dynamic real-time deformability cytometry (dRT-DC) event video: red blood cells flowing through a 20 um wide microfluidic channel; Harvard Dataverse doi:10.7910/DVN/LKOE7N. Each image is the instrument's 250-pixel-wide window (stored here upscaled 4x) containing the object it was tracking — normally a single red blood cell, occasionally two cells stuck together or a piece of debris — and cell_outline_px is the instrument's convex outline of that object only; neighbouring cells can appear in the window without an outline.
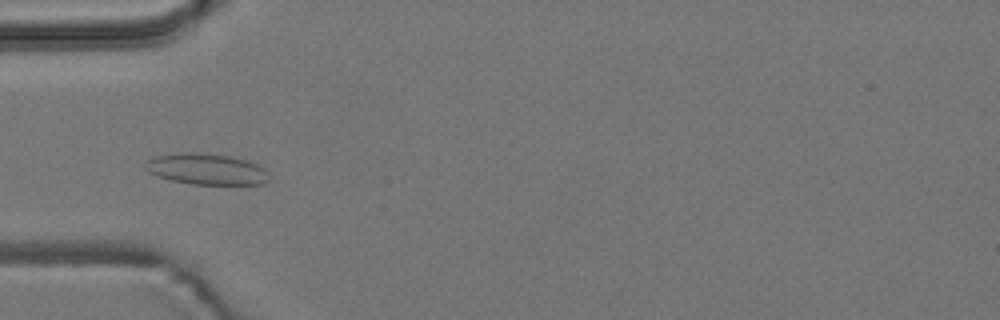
{"species": "common noctule bat (a hibernating species)", "species_latin": "Nyctalus noctula", "temperature_condition": "room temperature", "stored_images_in_passage": 8, "camera_frame_rate_fps": 3000, "um_per_image_px": 0.085, "animal": {"sex": "male", "body_mass_g": 19.2, "forearm_length_mm": 51.8}, "frame": {"image": 1, "passage_image": 3, "time_ms": 2.333, "image_size_px": [1000, 320], "cell_outline_px": [[268, 180], [264, 184], [192, 184], [172, 180], [156, 176], [148, 172], [144, 168], [144, 164], [152, 156], [180, 152], [192, 152], [228, 156], [248, 160], [264, 168], [268, 172]], "centroid_in_image_um": [17.51, 14.37], "position_along_channel_um": 67.5, "area_um2": 22.48}}
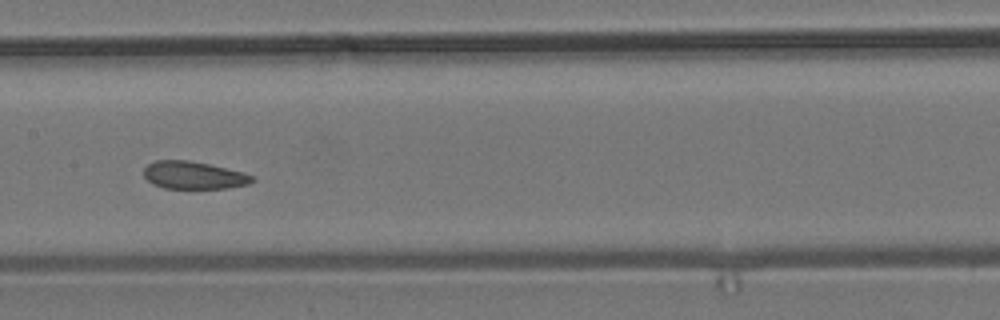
{"frame": {"image": 2, "passage_image": 6, "time_ms": 5.667, "image_size_px": [1000, 320], "cell_outline_px": [[256, 180], [248, 184], [228, 188], [164, 188], [152, 184], [144, 176], [144, 168], [148, 164], [156, 160], [188, 160], [208, 164], [244, 172], [252, 176]], "centroid_in_image_um": [16.46, 14.89], "position_along_channel_um": 190.9, "area_um2": 17.4}}
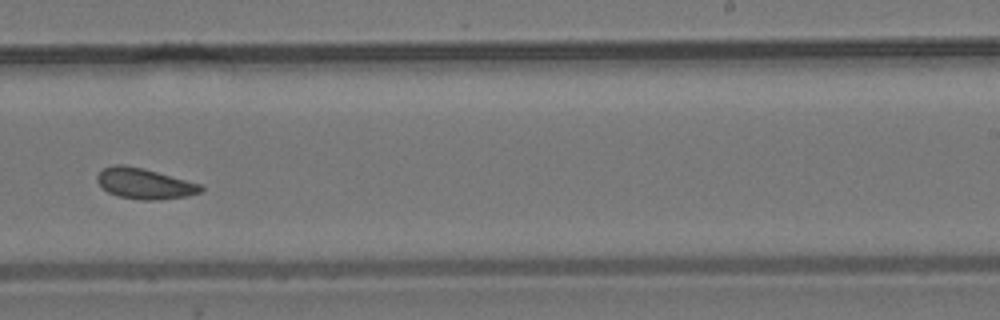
{"frame": {"image": 3, "passage_image": 8, "time_ms": 8.0, "image_size_px": [1000, 320], "cell_outline_px": [[204, 192], [188, 196], [160, 200], [140, 200], [116, 196], [108, 192], [96, 180], [96, 176], [104, 168], [112, 164], [120, 164], [140, 168], [156, 172], [200, 184], [204, 188]], "centroid_in_image_um": [12.29, 15.63], "position_along_channel_um": 276.7, "area_um2": 18.44}}